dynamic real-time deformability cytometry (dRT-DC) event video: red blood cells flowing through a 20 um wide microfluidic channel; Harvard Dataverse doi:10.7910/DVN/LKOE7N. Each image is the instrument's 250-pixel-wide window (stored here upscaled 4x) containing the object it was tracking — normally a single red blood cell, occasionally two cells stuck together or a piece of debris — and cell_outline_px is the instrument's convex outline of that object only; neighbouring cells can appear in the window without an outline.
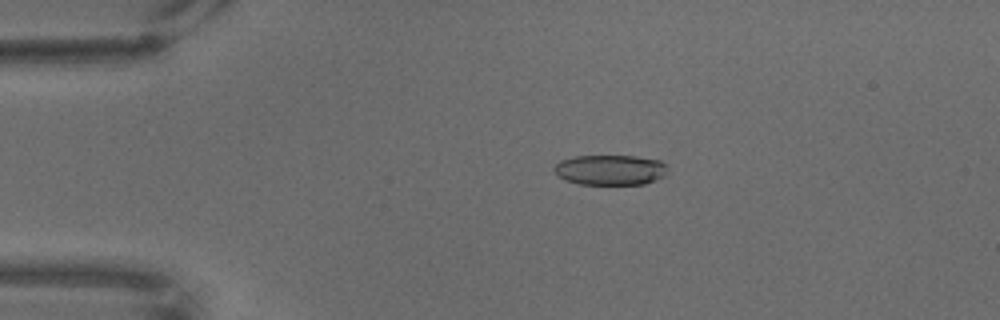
{"species": "common noctule bat (a hibernating species)", "species_latin": "Nyctalus noctula", "temperature_condition": "warm", "stored_images_in_passage": 70, "camera_frame_rate_fps": 3000, "um_per_image_px": 0.085, "animal": {"sex": "male", "body_mass_g": 18.8}, "frame": {"image": 1, "passage_image": 15, "time_ms": 4.667, "image_size_px": [1000, 320], "cell_outline_px": [[664, 176], [644, 184], [580, 184], [564, 180], [556, 176], [552, 168], [560, 160], [572, 156], [636, 156], [660, 160], [664, 164]], "centroid_in_image_um": [51.78, 14.44], "position_along_channel_um": 33.2, "area_um2": 20.0}}
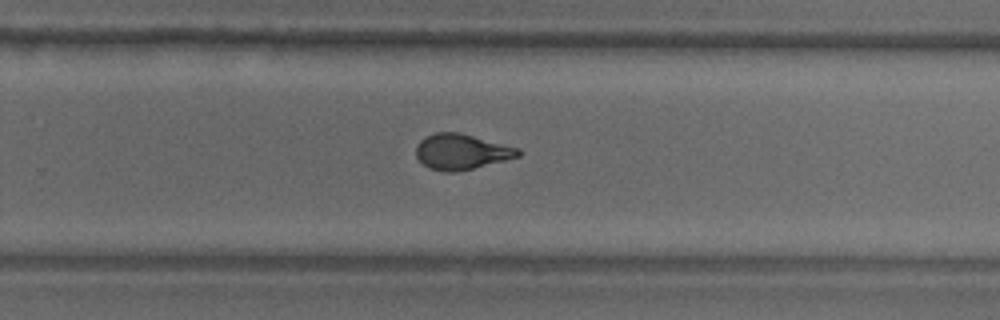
{"frame": {"image": 2, "passage_image": 46, "time_ms": 15.0, "image_size_px": [1000, 320], "cell_outline_px": [[520, 156], [456, 172], [444, 172], [428, 168], [416, 156], [416, 144], [424, 136], [436, 132], [460, 132], [520, 148]], "centroid_in_image_um": [39.19, 12.88], "position_along_channel_um": 290.6, "area_um2": 21.15}}
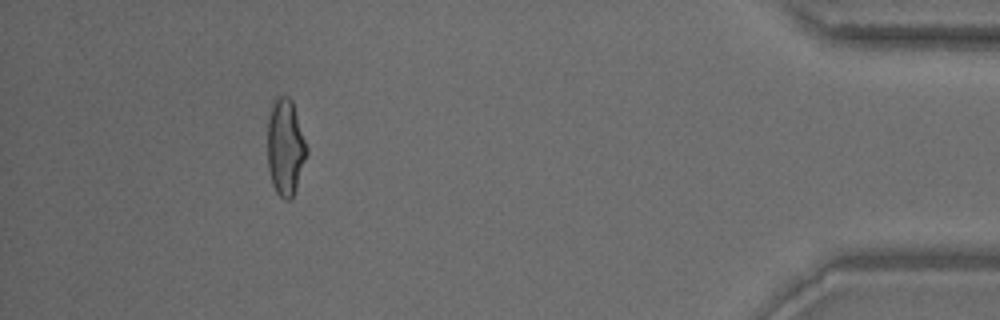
{"frame": {"image": 3, "passage_image": 64, "time_ms": 21.0, "image_size_px": [1000, 320], "cell_outline_px": [[308, 152], [292, 200], [284, 200], [276, 192], [272, 184], [268, 168], [268, 112], [272, 100], [280, 96], [288, 96], [292, 100], [308, 148]], "centroid_in_image_um": [24.25, 12.5], "position_along_channel_um": 411.0, "area_um2": 22.31}}